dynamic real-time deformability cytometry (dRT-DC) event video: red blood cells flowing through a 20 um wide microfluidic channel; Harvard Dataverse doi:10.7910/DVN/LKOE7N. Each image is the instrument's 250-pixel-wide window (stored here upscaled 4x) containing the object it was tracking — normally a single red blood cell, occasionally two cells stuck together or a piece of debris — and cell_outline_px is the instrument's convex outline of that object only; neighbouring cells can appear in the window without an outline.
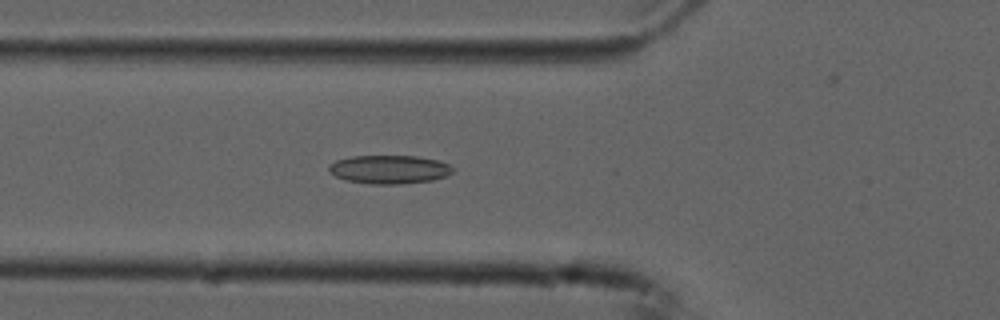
{"species": "common noctule bat (a hibernating species)", "species_latin": "Nyctalus noctula", "temperature_condition": "cold", "stored_images_in_passage": 43, "camera_frame_rate_fps": 3000, "um_per_image_px": 0.085, "animal": {"sex": "male", "forearm_length_mm": 52.5}, "frame": {"image": 1, "passage_image": 7, "time_ms": 2.0, "image_size_px": [1000, 320], "cell_outline_px": [[456, 172], [448, 176], [432, 180], [400, 184], [372, 184], [344, 180], [336, 176], [328, 168], [328, 164], [336, 160], [352, 156], [416, 156], [436, 160], [448, 164]], "centroid_in_image_um": [33.1, 14.4], "position_along_channel_um": 92.7, "area_um2": 20.63}}
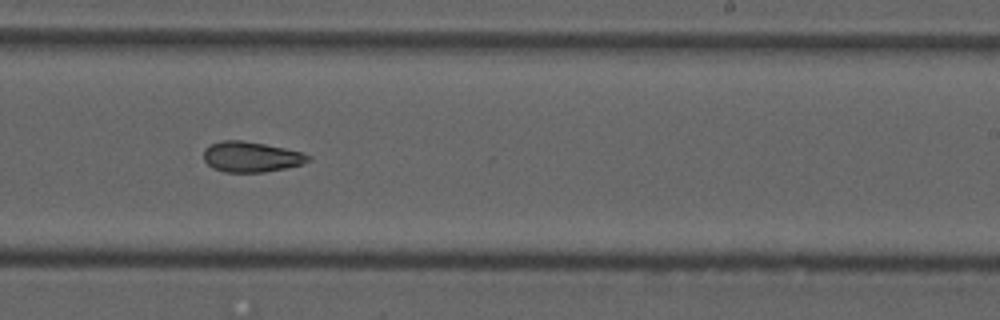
{"frame": {"image": 2, "passage_image": 21, "time_ms": 6.667, "image_size_px": [1000, 320], "cell_outline_px": [[312, 160], [300, 164], [284, 168], [264, 172], [224, 172], [212, 168], [204, 160], [204, 148], [208, 144], [220, 140], [240, 140], [264, 144], [304, 152], [312, 156]], "centroid_in_image_um": [21.33, 13.32], "position_along_channel_um": 267.7, "area_um2": 18.67}}
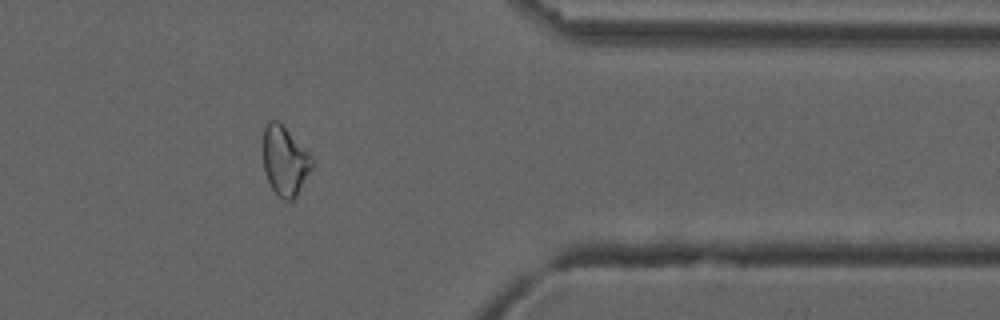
{"frame": {"image": 3, "passage_image": 32, "time_ms": 10.333, "image_size_px": [1000, 320], "cell_outline_px": [[312, 168], [296, 196], [292, 200], [284, 200], [276, 196], [264, 172], [264, 128], [268, 120], [276, 120], [312, 156]], "centroid_in_image_um": [24.2, 13.71], "position_along_channel_um": 387.2, "area_um2": 19.31}, "authors_computed_cell_mechanics": {"area_um2": 19.3052, "velocity_mm_per_s": 3.7456, "shape_relaxation_time_tau1_ms": null, "shape_relaxation_time_tau2_ms": 2.8957, "deformation_change_tau1": null, "deformation_change_tau2": 0.0915}}